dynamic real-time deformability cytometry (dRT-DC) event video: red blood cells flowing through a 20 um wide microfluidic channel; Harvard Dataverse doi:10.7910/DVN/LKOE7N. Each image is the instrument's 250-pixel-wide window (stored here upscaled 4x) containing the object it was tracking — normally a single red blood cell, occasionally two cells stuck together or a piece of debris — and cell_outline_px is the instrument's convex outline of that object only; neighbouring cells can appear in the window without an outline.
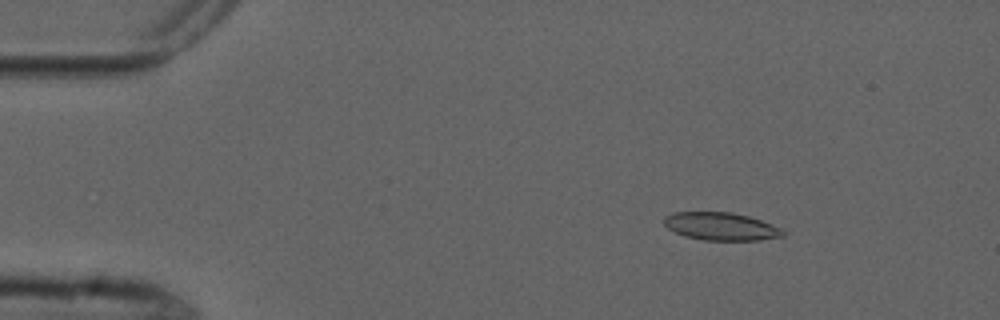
{"species": "common noctule bat (a hibernating species)", "species_latin": "Nyctalus noctula", "temperature_condition": "cold", "stored_images_in_passage": 6, "camera_frame_rate_fps": 3000, "um_per_image_px": 0.085, "animal": {"sex": "male", "forearm_length_mm": 52.5}, "frame": {"image": 1, "passage_image": 3, "time_ms": 2.333, "image_size_px": [1000, 320], "cell_outline_px": [[784, 236], [760, 240], [704, 240], [684, 236], [668, 228], [664, 224], [664, 216], [672, 212], [732, 212], [748, 216], [760, 220], [780, 228], [784, 232]], "centroid_in_image_um": [61.25, 19.24], "position_along_channel_um": 23.7, "area_um2": 19.19}}